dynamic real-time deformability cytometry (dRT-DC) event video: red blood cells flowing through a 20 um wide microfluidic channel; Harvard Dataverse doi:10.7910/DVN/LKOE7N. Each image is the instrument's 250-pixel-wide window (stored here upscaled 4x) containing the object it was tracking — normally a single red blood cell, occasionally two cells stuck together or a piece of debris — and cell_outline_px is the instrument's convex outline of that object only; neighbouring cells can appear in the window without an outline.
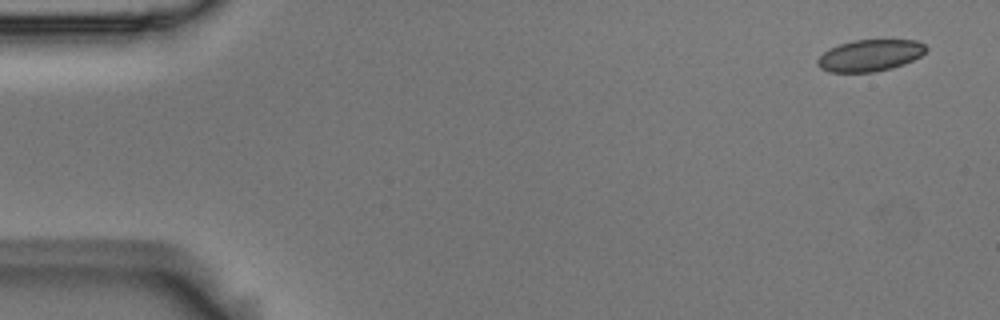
{"species": "Egyptian fruit bat (a non-hibernating species)", "species_latin": "Rousettus aegyptiacus", "temperature_condition": "room temperature", "stored_images_in_passage": 4, "camera_frame_rate_fps": 3000, "um_per_image_px": 0.085, "animal": {"sex": "male"}, "frame": {"image": 1, "passage_image": 1, "time_ms": 0.0, "image_size_px": [1000, 320], "cell_outline_px": [[928, 48], [920, 56], [904, 64], [892, 68], [872, 72], [828, 72], [820, 68], [816, 64], [816, 60], [828, 48], [852, 40], [920, 40]], "centroid_in_image_um": [73.93, 4.71], "position_along_channel_um": 11.1, "area_um2": 20.11}}
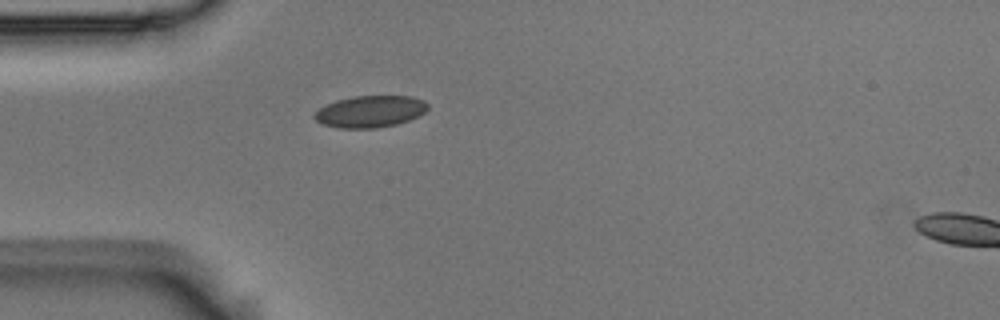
{"frame": {"image": 2, "passage_image": 4, "time_ms": 1.0, "image_size_px": [1000, 320], "cell_outline_px": [[428, 108], [424, 112], [408, 120], [396, 124], [376, 128], [340, 128], [324, 124], [316, 120], [312, 116], [320, 108], [336, 100], [352, 96], [412, 96], [424, 100], [428, 104]], "centroid_in_image_um": [31.47, 9.47], "position_along_channel_um": 53.5, "area_um2": 20.81}}